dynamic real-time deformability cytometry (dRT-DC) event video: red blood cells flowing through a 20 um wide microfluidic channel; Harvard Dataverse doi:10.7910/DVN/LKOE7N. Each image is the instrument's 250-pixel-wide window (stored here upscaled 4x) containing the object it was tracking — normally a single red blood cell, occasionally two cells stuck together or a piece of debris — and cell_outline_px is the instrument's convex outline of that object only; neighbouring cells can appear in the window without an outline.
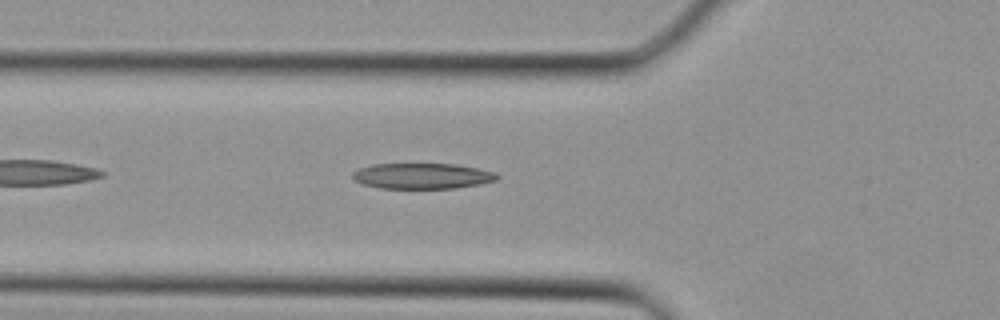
{"species": "Egyptian fruit bat (a non-hibernating species)", "species_latin": "Rousettus aegyptiacus", "temperature_condition": "cold", "stored_images_in_passage": 31, "camera_frame_rate_fps": 3000, "um_per_image_px": 0.085, "animal": {"sex": "female"}, "frame": {"image": 1, "passage_image": 7, "time_ms": 2.0, "image_size_px": [1000, 320], "cell_outline_px": [[500, 176], [496, 180], [480, 184], [456, 188], [380, 188], [364, 184], [356, 180], [352, 176], [352, 172], [360, 168], [372, 164], [456, 164], [496, 172]], "centroid_in_image_um": [35.92, 14.95], "position_along_channel_um": 89.9, "area_um2": 21.5}}
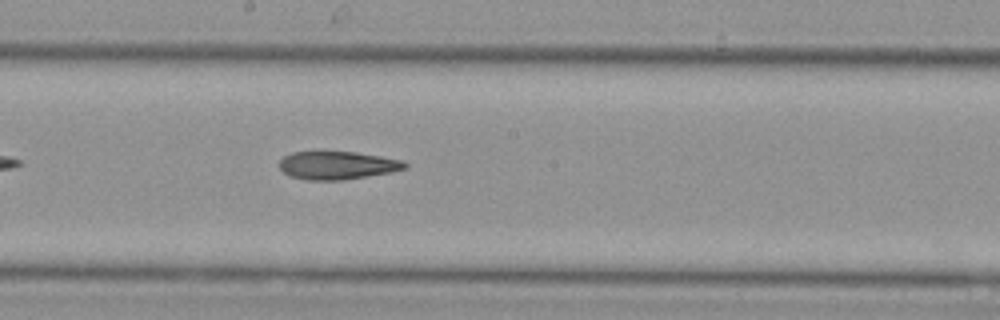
{"frame": {"image": 2, "passage_image": 14, "time_ms": 4.333, "image_size_px": [1000, 320], "cell_outline_px": [[408, 168], [388, 172], [344, 180], [308, 180], [292, 176], [284, 172], [280, 168], [280, 160], [284, 156], [292, 152], [356, 152], [404, 160], [408, 164]], "centroid_in_image_um": [28.7, 14.05], "position_along_channel_um": 219.5, "area_um2": 20.35}}
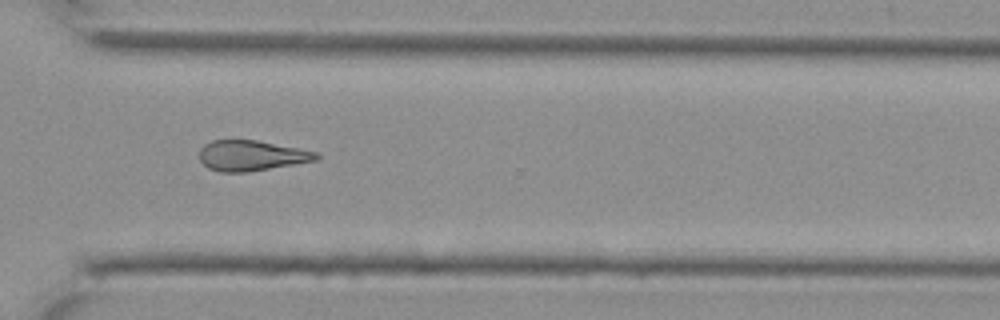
{"frame": {"image": 3, "passage_image": 21, "time_ms": 6.667, "image_size_px": [1000, 320], "cell_outline_px": [[320, 160], [248, 172], [220, 172], [208, 168], [200, 160], [200, 148], [204, 144], [212, 140], [256, 140], [300, 148], [316, 152], [320, 156]], "centroid_in_image_um": [21.39, 13.23], "position_along_channel_um": 349.2, "area_um2": 20.87}}